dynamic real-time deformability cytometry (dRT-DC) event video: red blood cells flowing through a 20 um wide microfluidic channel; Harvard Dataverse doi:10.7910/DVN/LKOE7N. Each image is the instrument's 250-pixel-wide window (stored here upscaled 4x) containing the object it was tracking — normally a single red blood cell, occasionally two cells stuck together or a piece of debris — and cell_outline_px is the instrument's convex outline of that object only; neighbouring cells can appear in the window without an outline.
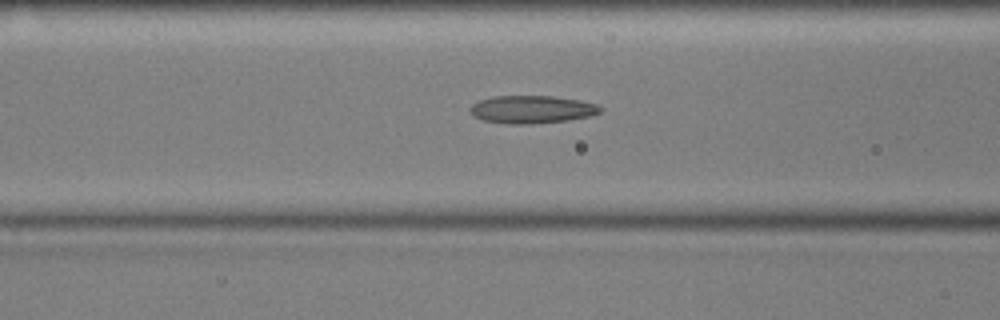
{"species": "common noctule bat (a hibernating species)", "species_latin": "Nyctalus noctula", "temperature_condition": "cold", "stored_images_in_passage": 52, "camera_frame_rate_fps": 3000, "um_per_image_px": 0.085, "animal": {"sex": "male", "body_mass_g": 17.9, "forearm_length_mm": 54.2}, "frame": {"image": 1, "passage_image": 21, "time_ms": 6.667, "image_size_px": [1000, 320], "cell_outline_px": [[604, 108], [600, 112], [588, 116], [568, 120], [528, 124], [508, 124], [484, 120], [476, 116], [468, 108], [472, 104], [480, 100], [492, 96], [552, 96], [580, 100], [596, 104]], "centroid_in_image_um": [45.22, 9.29], "position_along_channel_um": 121.4, "area_um2": 20.92}}
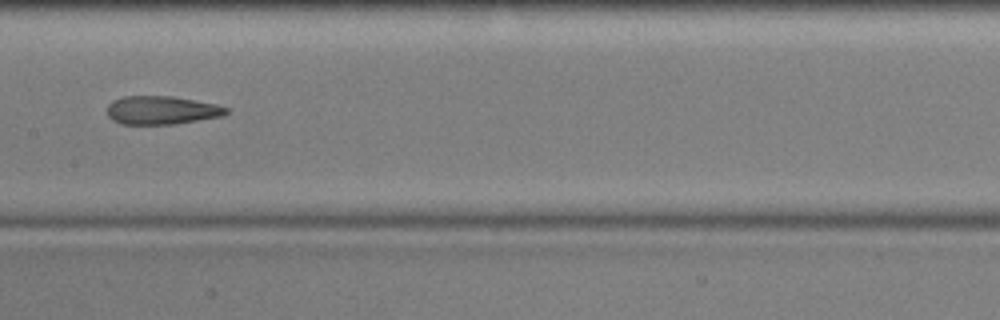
{"frame": {"image": 2, "passage_image": 27, "time_ms": 8.667, "image_size_px": [1000, 320], "cell_outline_px": [[228, 112], [220, 116], [172, 124], [120, 124], [112, 120], [108, 116], [108, 104], [112, 100], [124, 96], [172, 96], [216, 104], [228, 108]], "centroid_in_image_um": [13.69, 9.36], "position_along_channel_um": 193.7, "area_um2": 19.54}}
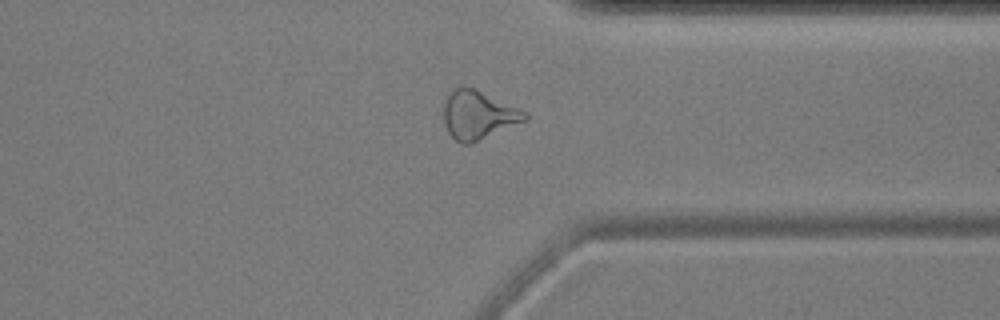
{"frame": {"image": 3, "passage_image": 42, "time_ms": 13.667, "image_size_px": [1000, 320], "cell_outline_px": [[528, 116], [524, 120], [472, 144], [460, 144], [448, 132], [444, 124], [444, 96], [452, 88], [460, 84], [464, 84], [476, 88], [528, 112]], "centroid_in_image_um": [40.59, 9.72], "position_along_channel_um": 370.8, "area_um2": 23.41}, "authors_computed_cell_mechanics": {"area_um2": 20.8369, "velocity_mm_per_s": 3.5975, "shape_relaxation_time_tau1_ms": 6.3546, "shape_relaxation_time_tau2_ms": 3.0304, "deformation_change_tau1": 0.1879, "deformation_change_tau2": 0.1457}}